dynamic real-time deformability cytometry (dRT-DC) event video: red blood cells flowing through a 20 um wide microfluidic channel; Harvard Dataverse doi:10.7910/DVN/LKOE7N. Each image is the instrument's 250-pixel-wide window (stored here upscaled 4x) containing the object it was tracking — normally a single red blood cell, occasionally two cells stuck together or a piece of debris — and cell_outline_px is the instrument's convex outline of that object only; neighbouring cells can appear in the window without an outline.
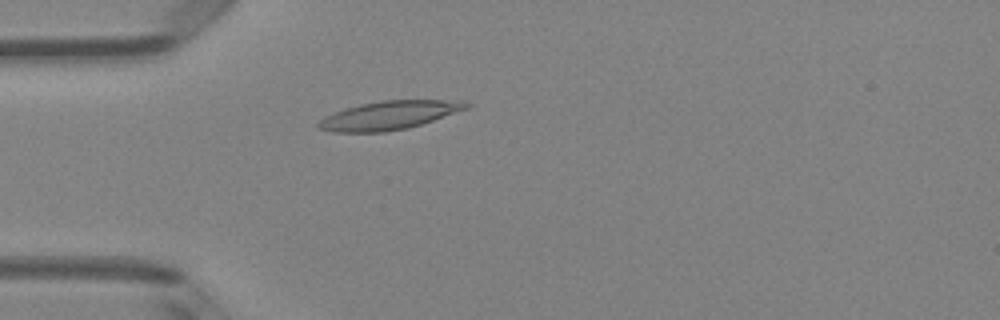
{"species": "Egyptian fruit bat (a non-hibernating species)", "species_latin": "Rousettus aegyptiacus", "temperature_condition": "room temperature", "stored_images_in_passage": 49, "camera_frame_rate_fps": 3000, "um_per_image_px": 0.085, "animal": {"sex": "female"}, "frame": {"image": 1, "passage_image": 14, "time_ms": 4.333, "image_size_px": [1000, 320], "cell_outline_px": [[472, 104], [468, 108], [408, 128], [384, 132], [332, 132], [316, 128], [316, 124], [324, 116], [344, 108], [360, 104], [380, 100], [464, 100]], "centroid_in_image_um": [33.04, 9.79], "position_along_channel_um": 52.0, "area_um2": 24.68}}
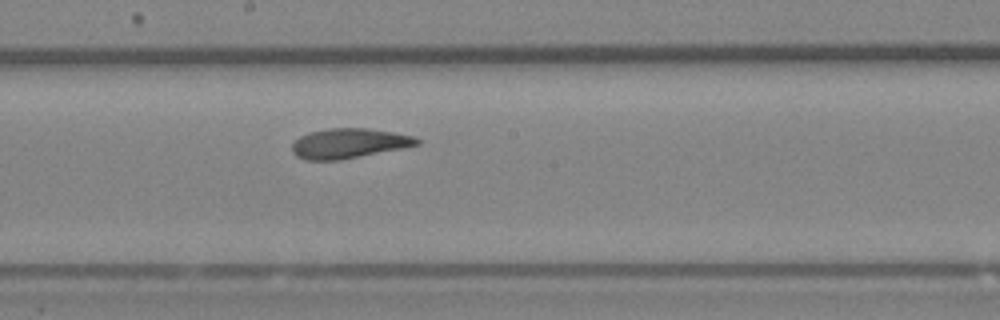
{"frame": {"image": 2, "passage_image": 27, "time_ms": 8.667, "image_size_px": [1000, 320], "cell_outline_px": [[420, 144], [404, 148], [340, 160], [304, 160], [296, 156], [292, 152], [292, 144], [300, 136], [308, 132], [328, 128], [368, 128], [416, 136], [420, 140]], "centroid_in_image_um": [29.66, 12.18], "position_along_channel_um": 218.5, "area_um2": 21.91}}
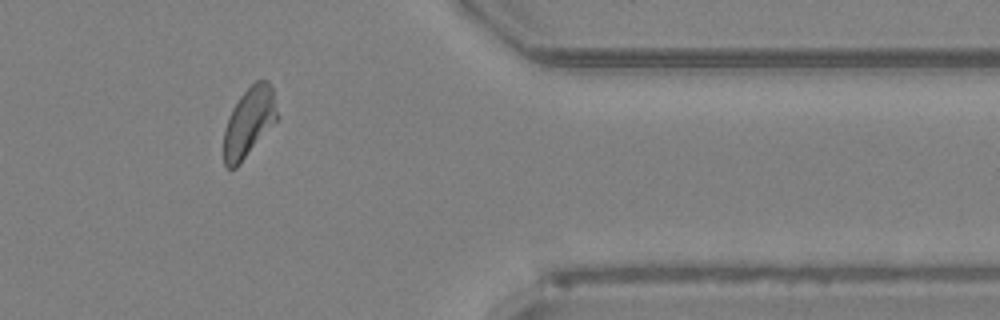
{"frame": {"image": 3, "passage_image": 41, "time_ms": 13.333, "image_size_px": [1000, 320], "cell_outline_px": [[280, 116], [240, 164], [236, 168], [228, 168], [224, 164], [224, 128], [228, 116], [232, 108], [240, 96], [256, 80], [268, 80], [272, 84]], "centroid_in_image_um": [21.19, 10.35], "position_along_channel_um": 390.2, "area_um2": 21.85}, "authors_computed_cell_mechanics": {"area_um2": 22.3686, "velocity_mm_per_s": 4.0825, "shape_relaxation_time_tau1_ms": 4.9945, "shape_relaxation_time_tau2_ms": 1.6759, "deformation_change_tau1": 0.1476, "deformation_change_tau2": 0.0752}}